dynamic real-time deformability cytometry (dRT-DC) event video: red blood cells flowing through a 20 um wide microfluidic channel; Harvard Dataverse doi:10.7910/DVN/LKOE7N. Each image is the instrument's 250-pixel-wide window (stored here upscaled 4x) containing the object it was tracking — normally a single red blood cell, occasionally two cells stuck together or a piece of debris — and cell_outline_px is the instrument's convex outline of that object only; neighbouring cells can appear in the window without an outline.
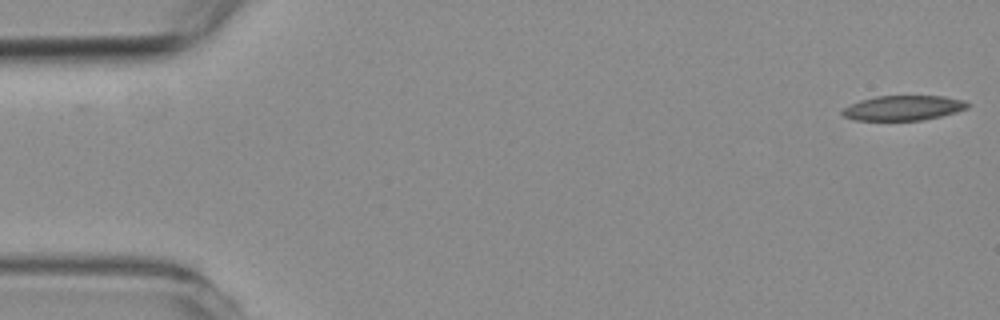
{"species": "common noctule bat (a hibernating species)", "species_latin": "Nyctalus noctula", "temperature_condition": "room temperature", "stored_images_in_passage": 57, "camera_frame_rate_fps": 3000, "um_per_image_px": 0.085, "animal": {"sex": "female", "body_mass_g": 19.3, "forearm_length_mm": 54.1}, "frame": {"image": 1, "passage_image": 1, "time_ms": 0.0, "image_size_px": [1000, 320], "cell_outline_px": [[972, 104], [968, 108], [956, 112], [924, 120], [852, 120], [844, 116], [840, 112], [844, 108], [860, 100], [876, 96], [944, 96], [964, 100]], "centroid_in_image_um": [76.81, 9.17], "position_along_channel_um": 8.2, "area_um2": 18.21}}
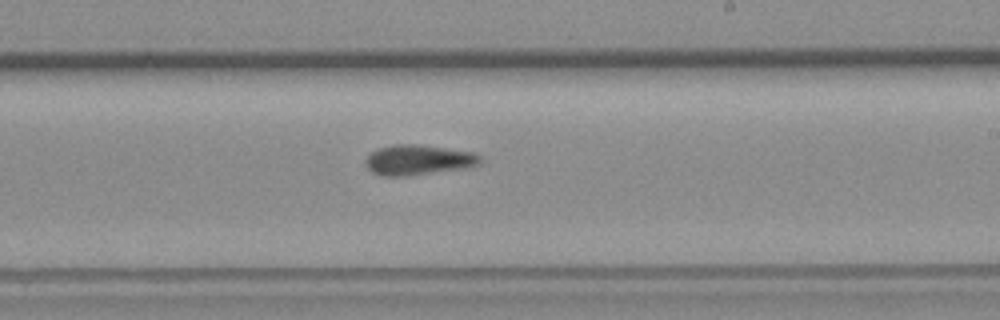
{"frame": {"image": 2, "passage_image": 33, "time_ms": 10.667, "image_size_px": [1000, 320], "cell_outline_px": [[484, 160], [480, 164], [468, 168], [408, 176], [384, 176], [372, 172], [364, 164], [364, 160], [372, 152], [380, 148], [392, 144], [416, 144], [472, 152], [480, 156]], "centroid_in_image_um": [35.57, 13.6], "position_along_channel_um": 253.4, "area_um2": 20.29}}
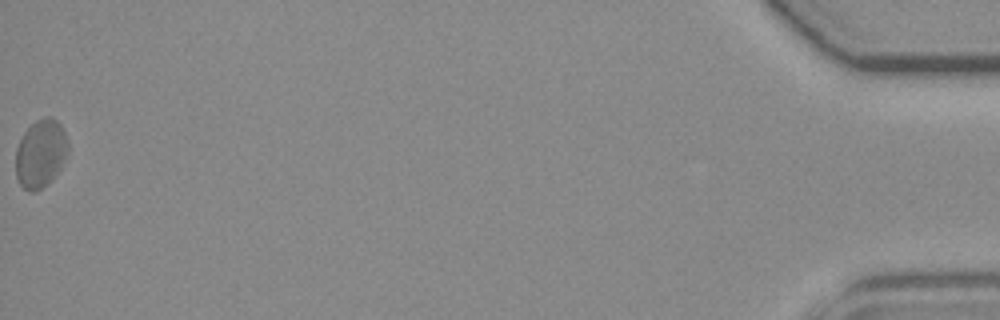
{"frame": {"image": 3, "passage_image": 57, "time_ms": 18.667, "image_size_px": [1000, 320], "cell_outline_px": [[68, 152], [60, 168], [36, 192], [28, 192], [20, 184], [16, 176], [16, 148], [24, 132], [36, 120], [44, 116], [48, 116], [56, 120], [60, 124], [64, 132], [68, 144]], "centroid_in_image_um": [3.43, 13.02], "position_along_channel_um": 431.8, "area_um2": 20.4}}